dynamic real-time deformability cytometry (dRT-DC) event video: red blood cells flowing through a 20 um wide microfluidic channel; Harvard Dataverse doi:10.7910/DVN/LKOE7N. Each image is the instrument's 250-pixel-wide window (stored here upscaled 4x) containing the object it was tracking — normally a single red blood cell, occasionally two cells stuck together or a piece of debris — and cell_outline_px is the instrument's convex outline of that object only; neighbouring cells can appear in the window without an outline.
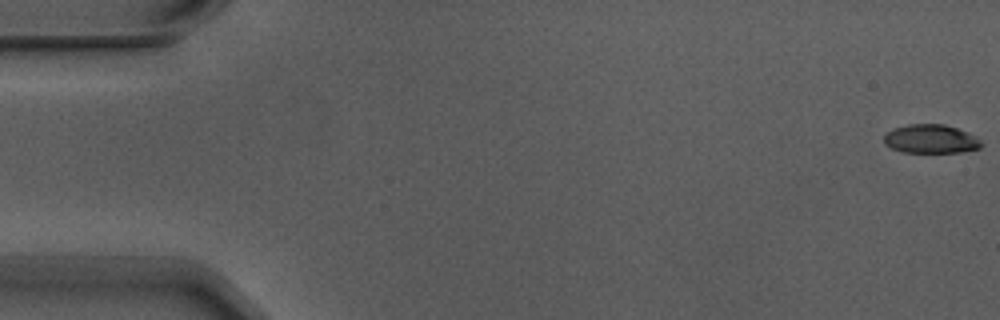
{"species": "Egyptian fruit bat (a non-hibernating species)", "species_latin": "Rousettus aegyptiacus", "temperature_condition": "warm", "stored_images_in_passage": 8, "camera_frame_rate_fps": 3000, "um_per_image_px": 0.085, "animal": {"sex": "male"}, "frame": {"image": 1, "passage_image": 1, "time_ms": 0.0, "image_size_px": [1000, 320], "cell_outline_px": [[984, 144], [980, 148], [960, 152], [904, 152], [892, 148], [884, 144], [884, 136], [892, 128], [908, 124], [944, 124], [968, 132], [976, 136]], "centroid_in_image_um": [79.13, 11.8], "position_along_channel_um": 5.9, "area_um2": 16.36}}
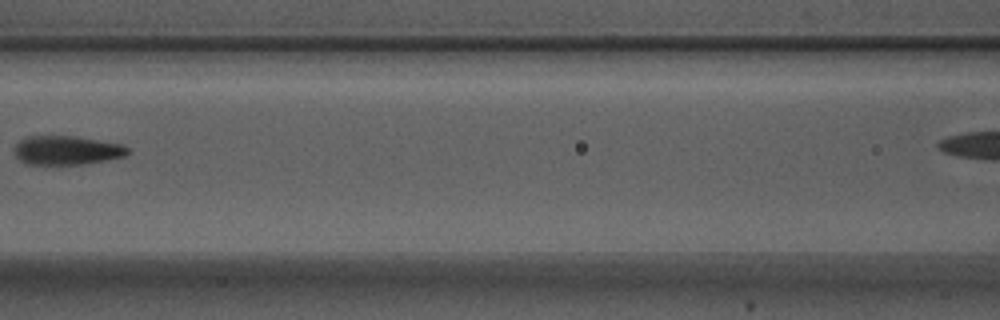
{"frame": {"image": 2, "passage_image": 7, "time_ms": 2.0, "image_size_px": [1000, 320], "cell_outline_px": [[128, 152], [124, 156], [108, 160], [84, 164], [28, 164], [20, 160], [16, 156], [16, 144], [20, 140], [28, 136], [72, 136], [124, 144], [128, 148]], "centroid_in_image_um": [5.7, 12.77], "position_along_channel_um": 160.9, "area_um2": 18.96}}
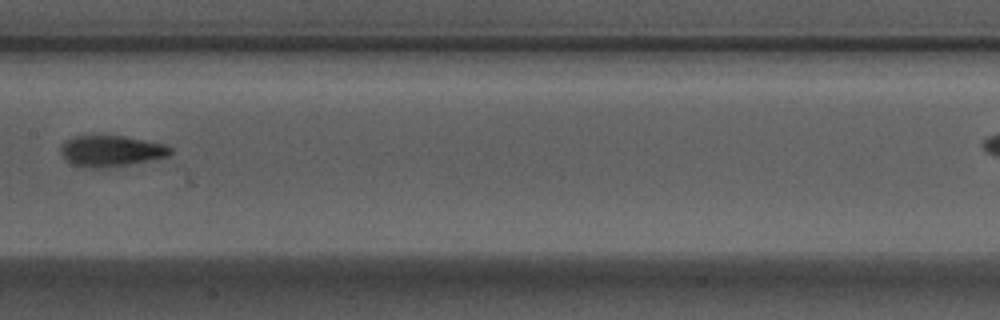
{"frame": {"image": 3, "passage_image": 8, "time_ms": 2.333, "image_size_px": [1000, 320], "cell_outline_px": [[172, 152], [168, 156], [152, 160], [104, 168], [84, 168], [68, 160], [60, 152], [60, 144], [64, 140], [72, 136], [124, 136], [164, 144], [172, 148]], "centroid_in_image_um": [9.43, 12.83], "position_along_channel_um": 198.0, "area_um2": 19.77}}